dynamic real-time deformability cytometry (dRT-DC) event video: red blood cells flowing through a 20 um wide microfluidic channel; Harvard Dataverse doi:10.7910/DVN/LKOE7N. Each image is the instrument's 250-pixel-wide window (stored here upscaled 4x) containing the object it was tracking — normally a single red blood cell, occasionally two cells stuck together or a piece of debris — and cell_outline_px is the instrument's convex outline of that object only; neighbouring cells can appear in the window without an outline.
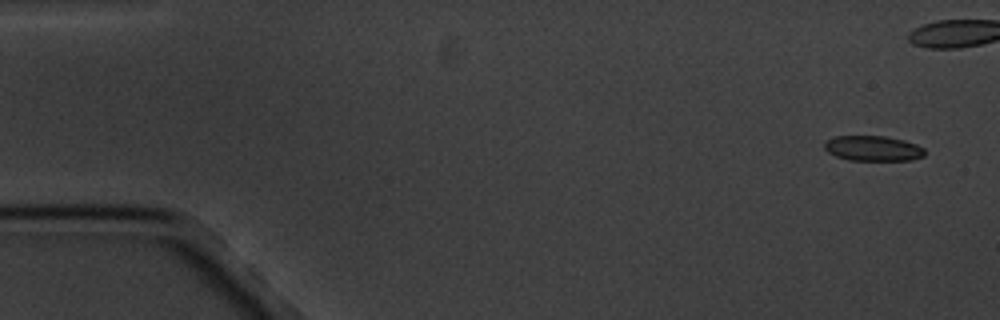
{"species": "common noctule bat (a hibernating species)", "species_latin": "Nyctalus noctula", "temperature_condition": "cold", "stored_images_in_passage": 7, "camera_frame_rate_fps": 3000, "um_per_image_px": 0.085, "animal": {"sex": "male", "body_mass_g": 20.1, "forearm_length_mm": 53.5}, "frame": {"image": 1, "passage_image": 1, "time_ms": 0.0, "image_size_px": [1000, 320], "cell_outline_px": [[924, 156], [912, 160], [848, 160], [836, 156], [828, 152], [824, 148], [824, 140], [836, 136], [884, 136], [904, 140], [916, 144], [924, 148]], "centroid_in_image_um": [74.19, 12.61], "position_along_channel_um": 10.8, "area_um2": 14.8}}
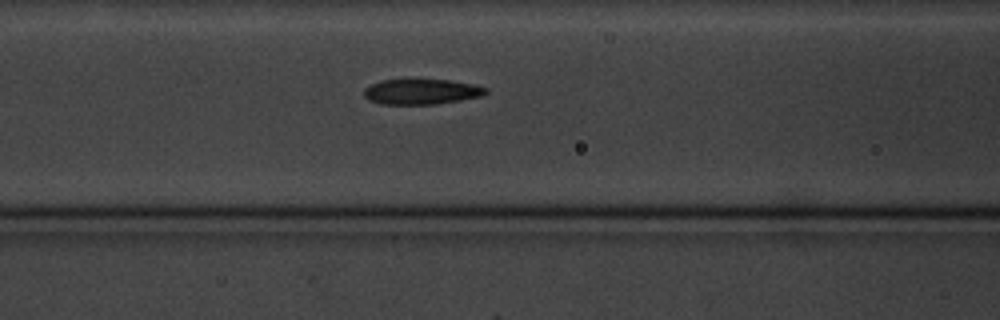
{"frame": {"image": 2, "passage_image": 7, "time_ms": 8.333, "image_size_px": [1000, 320], "cell_outline_px": [[488, 92], [484, 96], [436, 104], [380, 104], [368, 100], [364, 96], [364, 88], [368, 84], [380, 80], [408, 76], [448, 80], [472, 84], [488, 88]], "centroid_in_image_um": [35.76, 7.74], "position_along_channel_um": 130.8, "area_um2": 19.07}}